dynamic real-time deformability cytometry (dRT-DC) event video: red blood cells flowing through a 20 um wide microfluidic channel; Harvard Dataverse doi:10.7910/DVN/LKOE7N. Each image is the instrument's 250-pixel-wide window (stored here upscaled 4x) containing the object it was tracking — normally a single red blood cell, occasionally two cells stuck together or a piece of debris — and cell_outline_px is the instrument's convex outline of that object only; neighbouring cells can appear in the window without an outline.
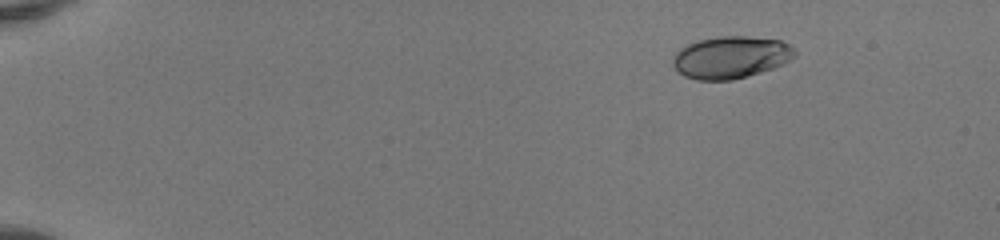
{"species": "human", "species_latin": "Homo sapiens", "temperature_condition": "room temperature", "stored_images_in_passage": 45, "camera_frame_rate_fps": 3000, "um_per_image_px": 0.085, "donor": {"sex": "female"}, "frame": {"image": 1, "passage_image": 1, "time_ms": 0.0, "image_size_px": [1000, 240], "cell_outline_px": [[796, 56], [784, 64], [760, 72], [732, 80], [696, 80], [684, 76], [672, 64], [672, 60], [676, 52], [680, 48], [688, 44], [700, 40], [720, 36], [748, 36], [780, 40], [796, 48]], "centroid_in_image_um": [62.14, 4.87], "position_along_channel_um": 22.9, "area_um2": 30.0}}
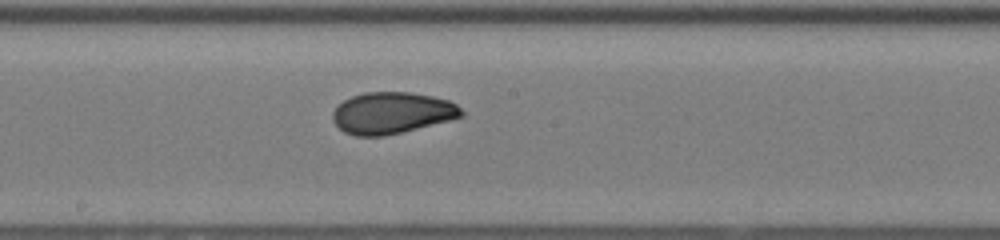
{"frame": {"image": 2, "passage_image": 24, "time_ms": 7.667, "image_size_px": [1000, 240], "cell_outline_px": [[464, 116], [384, 136], [356, 136], [344, 132], [332, 120], [332, 112], [344, 100], [352, 96], [364, 92], [408, 92], [432, 96], [448, 100], [456, 104], [464, 112]], "centroid_in_image_um": [33.29, 9.59], "position_along_channel_um": 214.9, "area_um2": 30.87}}
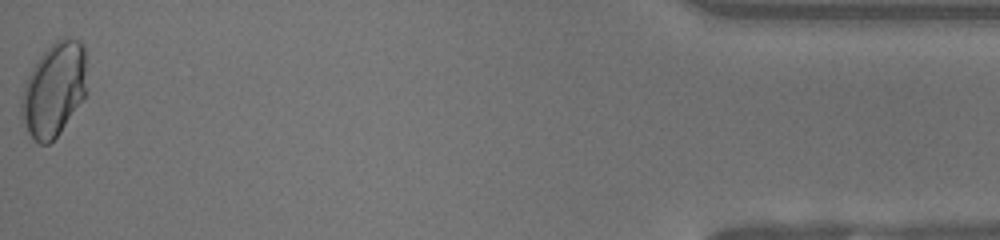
{"frame": {"image": 3, "passage_image": 45, "time_ms": 14.667, "image_size_px": [1000, 240], "cell_outline_px": [[88, 92], [60, 132], [48, 144], [40, 144], [28, 132], [20, 112], [20, 104], [24, 84], [32, 68], [40, 56], [56, 40], [64, 36], [80, 40], [84, 48]], "centroid_in_image_um": [4.61, 7.58], "position_along_channel_um": 430.6, "area_um2": 35.84}, "authors_computed_cell_mechanics": {"area_um2": 31.0964, "velocity_mm_per_s": 4.1798, "shape_relaxation_time_tau1_ms": 6.6142, "shape_relaxation_time_tau2_ms": 0.697, "deformation_change_tau1": 0.1973, "deformation_change_tau2": 0.0349}}